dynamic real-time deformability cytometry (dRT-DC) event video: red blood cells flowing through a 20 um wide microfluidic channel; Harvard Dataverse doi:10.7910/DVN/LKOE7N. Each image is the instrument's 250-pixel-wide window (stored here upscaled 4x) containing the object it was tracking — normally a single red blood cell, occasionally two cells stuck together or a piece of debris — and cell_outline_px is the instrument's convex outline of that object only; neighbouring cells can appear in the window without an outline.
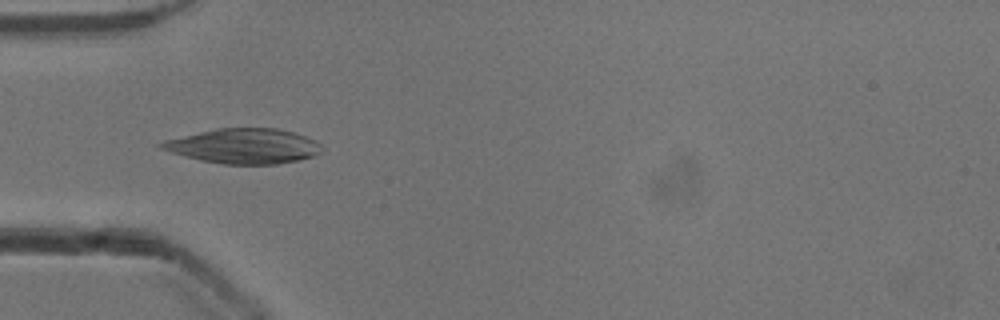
{"species": "common noctule bat (a hibernating species)", "species_latin": "Nyctalus noctula", "temperature_condition": "cold", "stored_images_in_passage": 6, "camera_frame_rate_fps": 3000, "um_per_image_px": 0.085, "animal": {"sex": "male", "body_mass_g": 13.3}, "frame": {"image": 1, "passage_image": 4, "time_ms": 1.0, "image_size_px": [1000, 320], "cell_outline_px": [[324, 152], [312, 156], [296, 160], [276, 164], [224, 164], [200, 160], [184, 156], [160, 148], [156, 144], [164, 140], [216, 128], [276, 128], [292, 132], [316, 140], [320, 144]], "centroid_in_image_um": [20.71, 12.41], "position_along_channel_um": 64.3, "area_um2": 32.54}}
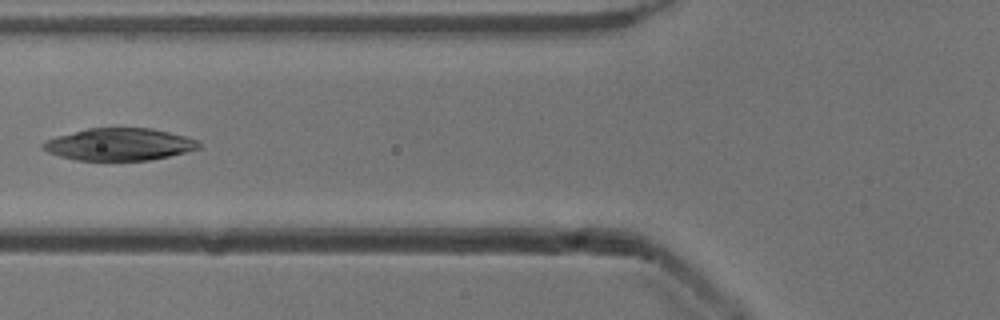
{"frame": {"image": 2, "passage_image": 5, "time_ms": 1.333, "image_size_px": [1000, 320], "cell_outline_px": [[200, 148], [168, 156], [148, 160], [76, 160], [60, 156], [48, 152], [40, 148], [40, 144], [56, 136], [88, 128], [152, 128], [184, 136], [196, 140], [200, 144]], "centroid_in_image_um": [10.1, 12.27], "position_along_channel_um": 115.7, "area_um2": 29.02}}
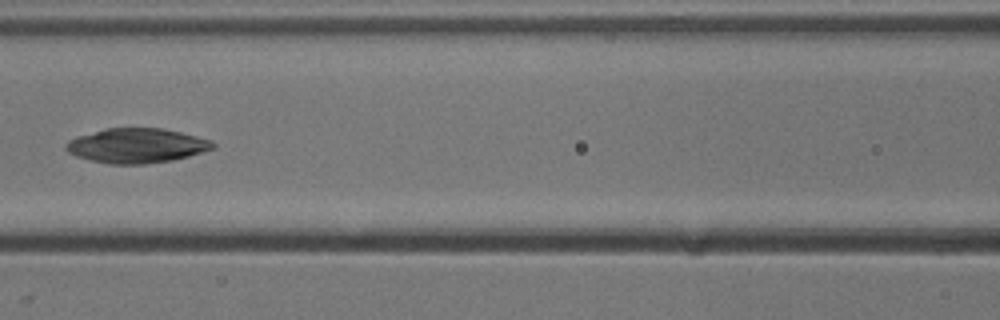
{"frame": {"image": 3, "passage_image": 6, "time_ms": 1.667, "image_size_px": [1000, 320], "cell_outline_px": [[216, 148], [188, 156], [172, 160], [144, 164], [112, 164], [92, 160], [76, 156], [68, 152], [64, 148], [64, 144], [68, 140], [104, 128], [160, 128], [180, 132], [212, 140], [216, 144]], "centroid_in_image_um": [11.63, 12.38], "position_along_channel_um": 155.0, "area_um2": 29.54}}